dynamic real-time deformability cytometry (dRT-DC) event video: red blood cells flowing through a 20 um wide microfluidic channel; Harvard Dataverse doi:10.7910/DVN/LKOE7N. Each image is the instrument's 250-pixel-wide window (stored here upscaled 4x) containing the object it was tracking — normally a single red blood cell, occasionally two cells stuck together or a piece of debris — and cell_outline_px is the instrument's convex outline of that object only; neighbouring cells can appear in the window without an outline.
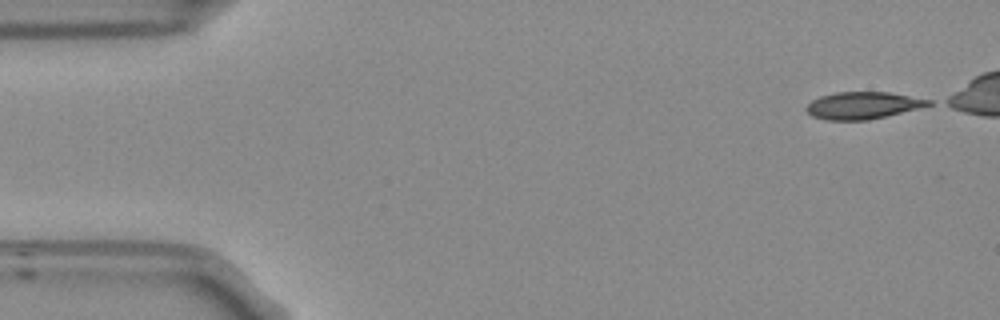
{"species": "Egyptian fruit bat (a non-hibernating species)", "species_latin": "Rousettus aegyptiacus", "temperature_condition": "room temperature", "stored_images_in_passage": 42, "camera_frame_rate_fps": 3000, "um_per_image_px": 0.085, "frame": {"image": 1, "passage_image": 1, "time_ms": 0.0, "image_size_px": [1000, 320], "cell_outline_px": [[932, 104], [868, 120], [828, 120], [812, 116], [804, 108], [812, 100], [820, 96], [836, 92], [888, 92], [932, 100]], "centroid_in_image_um": [73.28, 8.95], "position_along_channel_um": 11.7, "area_um2": 18.96}}
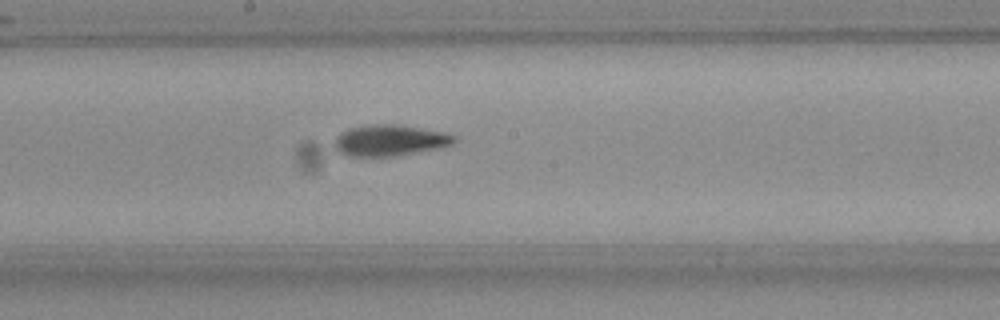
{"frame": {"image": 2, "passage_image": 26, "time_ms": 8.333, "image_size_px": [1000, 320], "cell_outline_px": [[456, 140], [452, 144], [436, 148], [396, 156], [352, 156], [336, 152], [332, 144], [336, 136], [352, 128], [376, 124], [400, 124], [444, 132], [456, 136]], "centroid_in_image_um": [33.11, 11.93], "position_along_channel_um": 215.1, "area_um2": 21.62}}
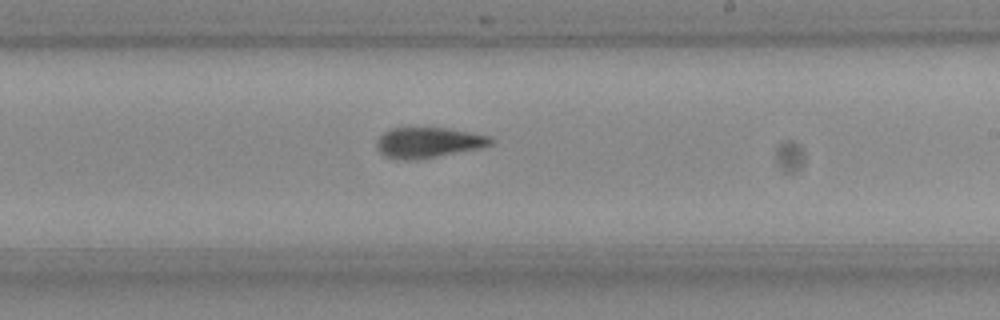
{"frame": {"image": 3, "passage_image": 29, "time_ms": 9.333, "image_size_px": [1000, 320], "cell_outline_px": [[496, 140], [492, 144], [480, 148], [416, 160], [396, 160], [384, 156], [376, 148], [376, 140], [388, 128], [448, 128], [488, 136]], "centroid_in_image_um": [36.36, 12.12], "position_along_channel_um": 252.6, "area_um2": 20.35}}